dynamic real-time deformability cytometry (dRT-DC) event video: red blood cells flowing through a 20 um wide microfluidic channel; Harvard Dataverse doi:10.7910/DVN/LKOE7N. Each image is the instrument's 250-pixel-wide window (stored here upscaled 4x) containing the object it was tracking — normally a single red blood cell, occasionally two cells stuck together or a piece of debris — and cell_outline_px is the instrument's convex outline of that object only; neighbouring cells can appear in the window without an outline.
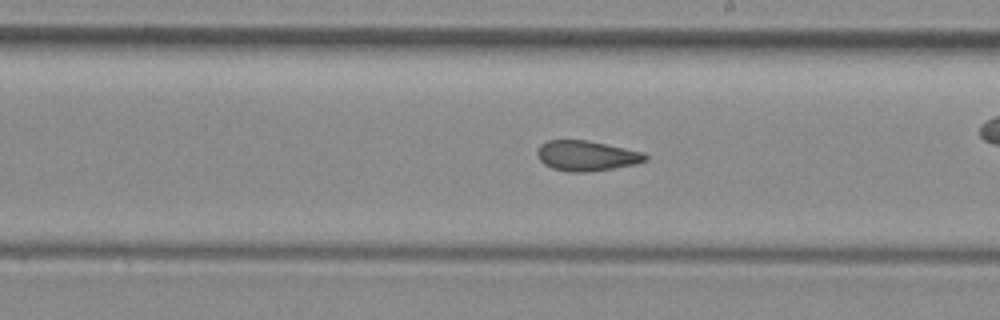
{"species": "common noctule bat (a hibernating species)", "species_latin": "Nyctalus noctula", "temperature_condition": "room temperature", "stored_images_in_passage": 29, "camera_frame_rate_fps": 3000, "um_per_image_px": 0.085, "animal": {"sex": "female", "body_mass_g": 29.2, "forearm_length_mm": 56.3}, "frame": {"image": 1, "passage_image": 17, "time_ms": 5.333, "image_size_px": [1000, 320], "cell_outline_px": [[648, 160], [636, 164], [612, 168], [584, 172], [568, 172], [552, 168], [544, 164], [540, 160], [536, 152], [540, 144], [548, 140], [588, 140], [644, 152], [648, 156]], "centroid_in_image_um": [49.86, 13.23], "position_along_channel_um": 239.1, "area_um2": 19.07}}